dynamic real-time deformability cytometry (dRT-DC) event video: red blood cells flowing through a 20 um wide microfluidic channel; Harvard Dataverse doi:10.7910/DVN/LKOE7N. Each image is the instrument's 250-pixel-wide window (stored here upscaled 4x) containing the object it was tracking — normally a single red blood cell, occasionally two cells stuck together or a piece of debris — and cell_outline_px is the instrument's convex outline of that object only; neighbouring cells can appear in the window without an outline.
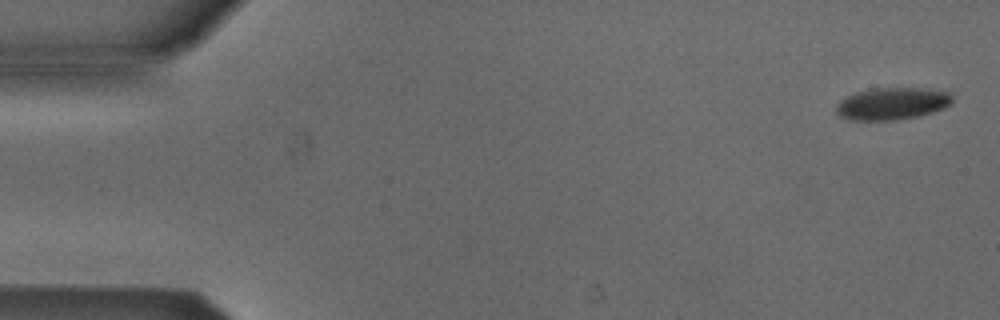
{"species": "Egyptian fruit bat (a non-hibernating species)", "species_latin": "Rousettus aegyptiacus", "temperature_condition": "cold", "stored_images_in_passage": 5, "camera_frame_rate_fps": 3000, "um_per_image_px": 0.085, "animal": {"sex": "male"}, "frame": {"image": 1, "passage_image": 1, "time_ms": 0.0, "image_size_px": [1000, 320], "cell_outline_px": [[952, 104], [944, 108], [920, 116], [892, 120], [848, 120], [840, 116], [836, 112], [836, 104], [840, 100], [856, 92], [876, 88], [920, 88], [948, 92], [952, 96]], "centroid_in_image_um": [75.82, 8.81], "position_along_channel_um": 9.2, "area_um2": 21.73}}
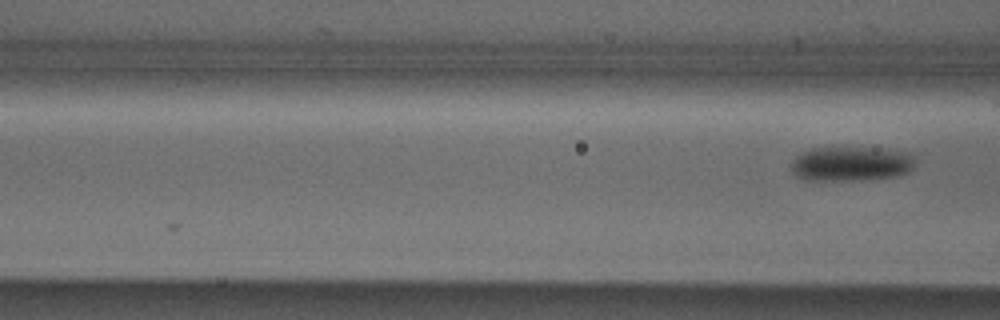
{"frame": {"image": 2, "passage_image": 5, "time_ms": 1.333, "image_size_px": [1000, 320], "cell_outline_px": [[916, 160], [912, 168], [908, 172], [896, 176], [868, 180], [804, 180], [796, 176], [792, 172], [792, 160], [800, 152], [812, 148], [868, 148], [908, 152]], "centroid_in_image_um": [72.32, 13.93], "position_along_channel_um": 94.3, "area_um2": 25.03}}